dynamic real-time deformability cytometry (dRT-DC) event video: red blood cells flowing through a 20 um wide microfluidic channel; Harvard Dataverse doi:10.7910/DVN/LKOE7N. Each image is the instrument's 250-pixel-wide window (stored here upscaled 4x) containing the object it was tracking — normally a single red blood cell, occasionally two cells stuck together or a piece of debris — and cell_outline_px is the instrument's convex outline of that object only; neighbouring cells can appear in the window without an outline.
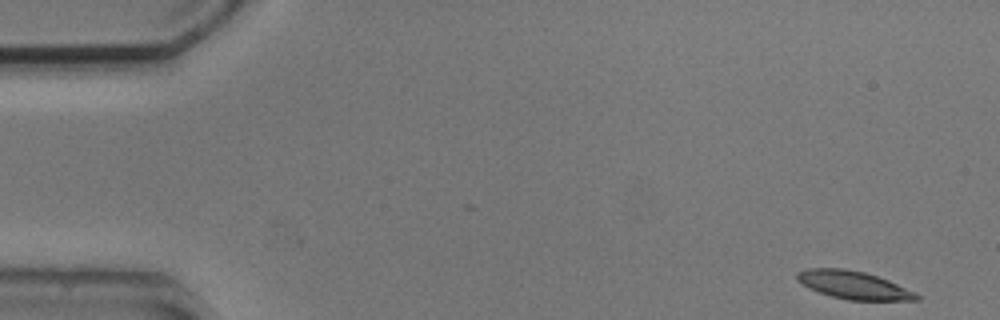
{"species": "common noctule bat (a hibernating species)", "species_latin": "Nyctalus noctula", "temperature_condition": "cold", "stored_images_in_passage": 13, "camera_frame_rate_fps": 3000, "um_per_image_px": 0.085, "animal": {"sex": "male", "body_mass_g": 20.5, "forearm_length_mm": 52.5}, "frame": {"image": 1, "passage_image": 1, "time_ms": 0.0, "image_size_px": [1000, 320], "cell_outline_px": [[920, 300], [848, 300], [832, 296], [808, 288], [796, 280], [796, 272], [808, 268], [844, 268], [864, 272], [888, 280], [916, 292], [920, 296]], "centroid_in_image_um": [72.54, 24.22], "position_along_channel_um": 12.5, "area_um2": 19.42}}